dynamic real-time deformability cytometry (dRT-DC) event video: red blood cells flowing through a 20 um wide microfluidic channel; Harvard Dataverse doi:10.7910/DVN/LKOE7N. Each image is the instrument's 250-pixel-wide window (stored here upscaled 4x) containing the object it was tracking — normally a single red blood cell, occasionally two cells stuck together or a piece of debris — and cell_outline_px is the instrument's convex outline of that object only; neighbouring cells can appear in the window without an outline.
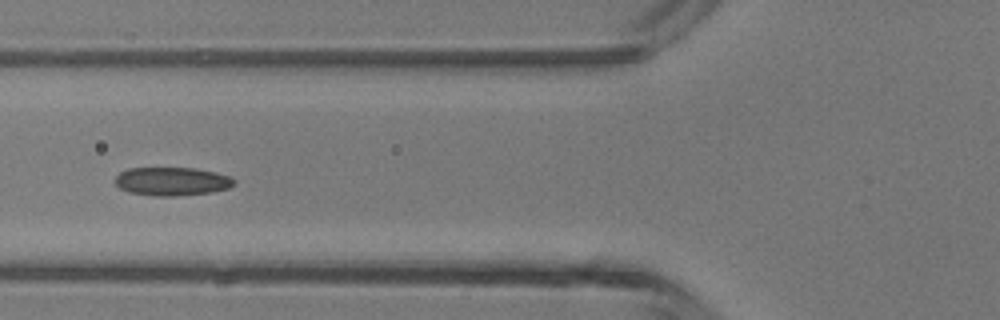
{"species": "common noctule bat (a hibernating species)", "species_latin": "Nyctalus noctula", "temperature_condition": "room temperature", "stored_images_in_passage": 14, "camera_frame_rate_fps": 3000, "um_per_image_px": 0.085, "animal": {"sex": "male", "body_mass_g": 13.3}, "frame": {"image": 1, "passage_image": 12, "time_ms": 3.667, "image_size_px": [1000, 320], "cell_outline_px": [[236, 184], [228, 188], [212, 192], [176, 196], [152, 196], [128, 192], [120, 188], [116, 184], [116, 176], [120, 172], [128, 168], [196, 168], [216, 172], [232, 176], [236, 180]], "centroid_in_image_um": [14.66, 15.41], "position_along_channel_um": 111.1, "area_um2": 19.94}}